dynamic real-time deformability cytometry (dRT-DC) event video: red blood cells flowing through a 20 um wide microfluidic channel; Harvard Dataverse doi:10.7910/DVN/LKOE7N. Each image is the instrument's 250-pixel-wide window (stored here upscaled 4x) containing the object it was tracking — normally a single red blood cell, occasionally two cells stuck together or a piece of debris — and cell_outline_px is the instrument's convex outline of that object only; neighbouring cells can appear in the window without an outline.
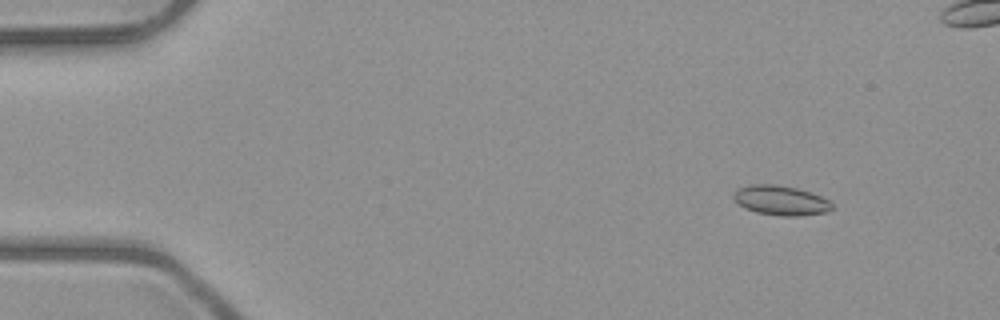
{"species": "common noctule bat (a hibernating species)", "species_latin": "Nyctalus noctula", "temperature_condition": "room temperature", "stored_images_in_passage": 3, "camera_frame_rate_fps": 3000, "um_per_image_px": 0.085, "animal": {"sex": "male", "body_mass_g": 23.1, "forearm_length_mm": 52.7}, "frame": {"image": 1, "passage_image": 1, "time_ms": 0.0, "image_size_px": [1000, 320], "cell_outline_px": [[832, 208], [828, 212], [796, 216], [780, 216], [756, 212], [744, 208], [732, 196], [736, 188], [748, 184], [780, 184], [796, 188], [820, 196], [828, 200], [832, 204]], "centroid_in_image_um": [66.33, 17.02], "position_along_channel_um": 18.7, "area_um2": 17.05}}